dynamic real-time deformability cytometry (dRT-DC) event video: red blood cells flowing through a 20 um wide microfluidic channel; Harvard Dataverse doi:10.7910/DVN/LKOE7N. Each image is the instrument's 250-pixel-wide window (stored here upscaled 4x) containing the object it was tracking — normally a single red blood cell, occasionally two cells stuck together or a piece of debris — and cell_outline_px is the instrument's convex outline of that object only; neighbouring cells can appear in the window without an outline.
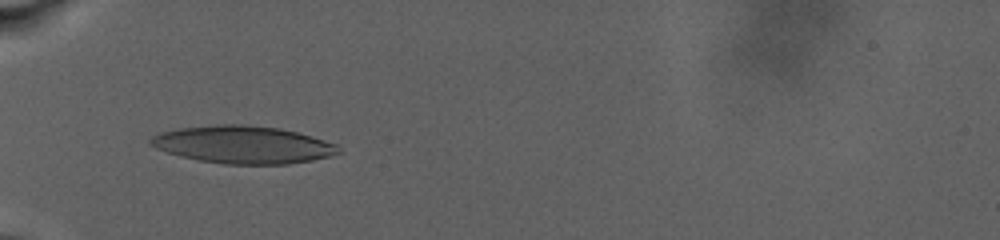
{"species": "human", "species_latin": "Homo sapiens", "temperature_condition": "warm", "stored_images_in_passage": 49, "camera_frame_rate_fps": 3000, "um_per_image_px": 0.085, "donor": {"sex": "male"}, "frame": {"image": 1, "passage_image": 14, "time_ms": 10.0, "image_size_px": [1000, 240], "cell_outline_px": [[344, 152], [332, 156], [312, 160], [288, 164], [224, 164], [200, 160], [180, 156], [156, 148], [148, 144], [148, 140], [152, 136], [160, 132], [180, 128], [216, 124], [240, 124], [280, 128], [296, 132], [336, 144]], "centroid_in_image_um": [20.66, 12.3], "position_along_channel_um": 64.3, "area_um2": 41.15}}
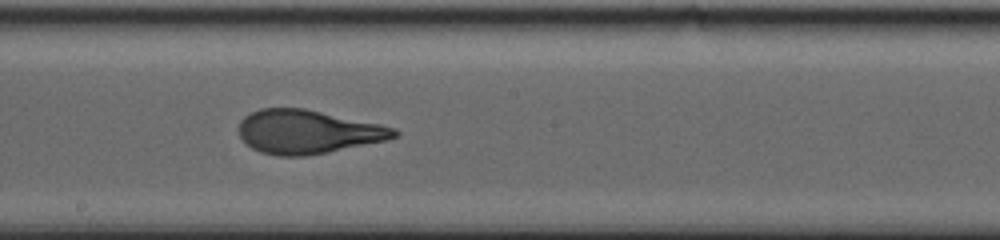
{"frame": {"image": 2, "passage_image": 34, "time_ms": 16.333, "image_size_px": [1000, 240], "cell_outline_px": [[400, 132], [396, 136], [388, 140], [328, 152], [304, 156], [276, 156], [260, 152], [252, 148], [240, 136], [240, 120], [244, 116], [260, 108], [304, 108], [380, 124], [396, 128]], "centroid_in_image_um": [26.17, 11.2], "position_along_channel_um": 222.0, "area_um2": 39.48}}
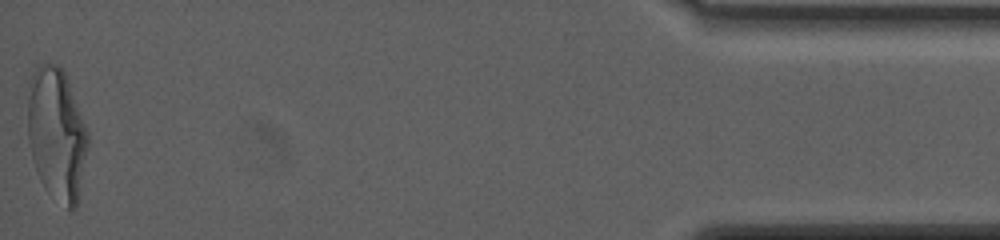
{"frame": {"image": 3, "passage_image": 49, "time_ms": 27.0, "image_size_px": [1000, 240], "cell_outline_px": [[88, 148], [76, 208], [68, 208], [36, 168], [32, 156], [28, 136], [28, 80], [36, 64], [60, 64], [64, 72], [88, 132]], "centroid_in_image_um": [4.82, 11.21], "position_along_channel_um": 430.4, "area_um2": 44.91}, "authors_computed_cell_mechanics": {"area_um2": 40.1132, "velocity_mm_per_s": 2.6621, "shape_relaxation_time_tau1_ms": 8.8212, "shape_relaxation_time_tau2_ms": 1.3538, "deformation_change_tau1": 0.2738, "deformation_change_tau2": 0.0913}}